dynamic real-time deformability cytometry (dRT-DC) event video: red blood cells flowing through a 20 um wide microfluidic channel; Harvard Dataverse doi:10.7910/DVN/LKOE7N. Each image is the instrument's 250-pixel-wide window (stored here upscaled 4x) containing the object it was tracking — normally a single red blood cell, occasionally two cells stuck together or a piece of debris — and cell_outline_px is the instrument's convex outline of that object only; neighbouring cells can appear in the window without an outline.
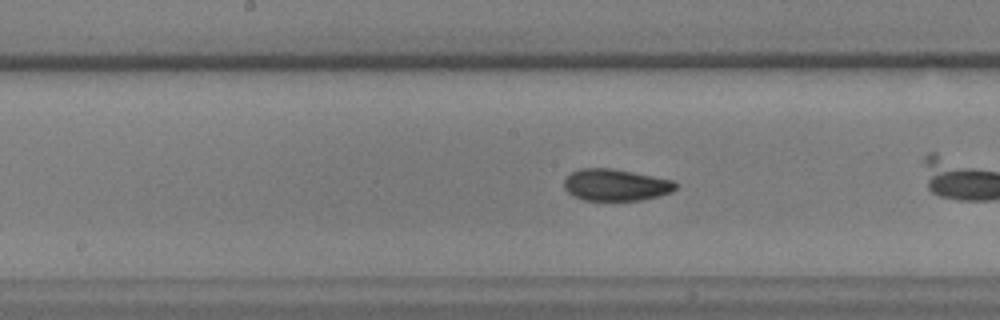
{"species": "common noctule bat (a hibernating species)", "species_latin": "Nyctalus noctula", "temperature_condition": "warm", "stored_images_in_passage": 40, "camera_frame_rate_fps": 3000, "um_per_image_px": 0.085, "animal": {"sex": "male", "body_mass_g": 17.9, "forearm_length_mm": 54.2}, "frame": {"image": 1, "passage_image": 12, "time_ms": 3.667, "image_size_px": [1000, 320], "cell_outline_px": [[676, 188], [672, 192], [660, 196], [640, 200], [584, 200], [572, 196], [564, 188], [564, 180], [572, 172], [580, 168], [612, 168], [672, 180], [676, 184]], "centroid_in_image_um": [52.32, 15.72], "position_along_channel_um": 195.9, "area_um2": 20.58}}
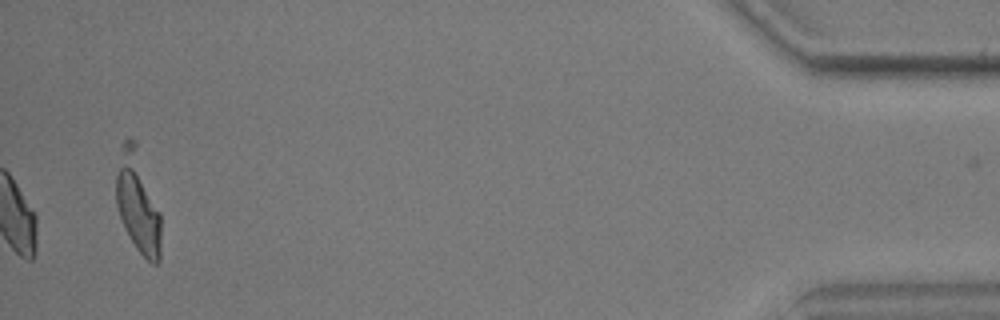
{"frame": {"image": 2, "passage_image": 40, "time_ms": 13.0, "image_size_px": [1000, 320], "cell_outline_px": [[160, 260], [156, 264], [152, 264], [136, 248], [120, 216], [116, 204], [116, 176], [120, 168], [132, 168], [160, 212]], "centroid_in_image_um": [11.79, 18.21], "position_along_channel_um": 423.4, "area_um2": 19.71}, "authors_computed_cell_mechanics": {"area_um2": 20.6924, "velocity_mm_per_s": 3.5939, "shape_relaxation_time_tau1_ms": 5.7741, "shape_relaxation_time_tau2_ms": 1.3341, "deformation_change_tau1": 0.1277, "deformation_change_tau2": 0.0444}}